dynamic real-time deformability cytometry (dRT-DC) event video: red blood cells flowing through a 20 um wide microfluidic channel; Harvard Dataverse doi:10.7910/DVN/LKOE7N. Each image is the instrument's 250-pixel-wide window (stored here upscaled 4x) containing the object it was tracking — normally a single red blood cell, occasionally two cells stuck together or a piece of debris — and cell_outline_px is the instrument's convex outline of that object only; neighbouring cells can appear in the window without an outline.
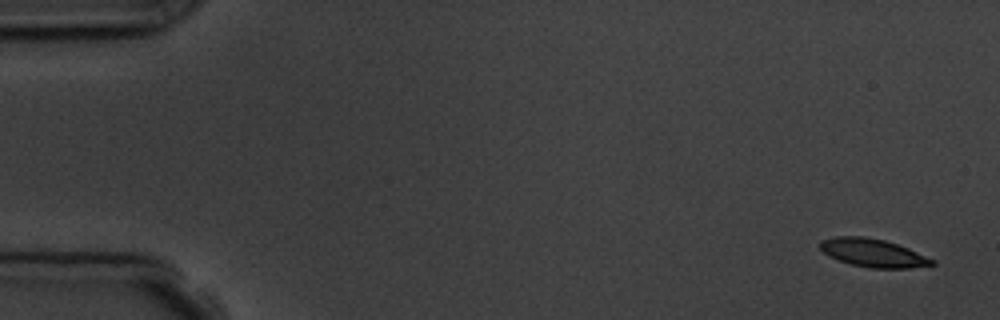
{"species": "common noctule bat (a hibernating species)", "species_latin": "Nyctalus noctula", "temperature_condition": "room temperature", "stored_images_in_passage": 5, "camera_frame_rate_fps": 3000, "um_per_image_px": 0.085, "animal": {"sex": "male", "body_mass_g": 19.5, "forearm_length_mm": 54.6}, "frame": {"image": 1, "passage_image": 1, "time_ms": 0.0, "image_size_px": [1000, 320], "cell_outline_px": [[936, 264], [908, 268], [868, 268], [852, 264], [828, 256], [820, 248], [820, 240], [836, 236], [864, 236], [884, 240], [908, 248], [936, 260]], "centroid_in_image_um": [74.21, 21.49], "position_along_channel_um": 10.8, "area_um2": 18.32}}
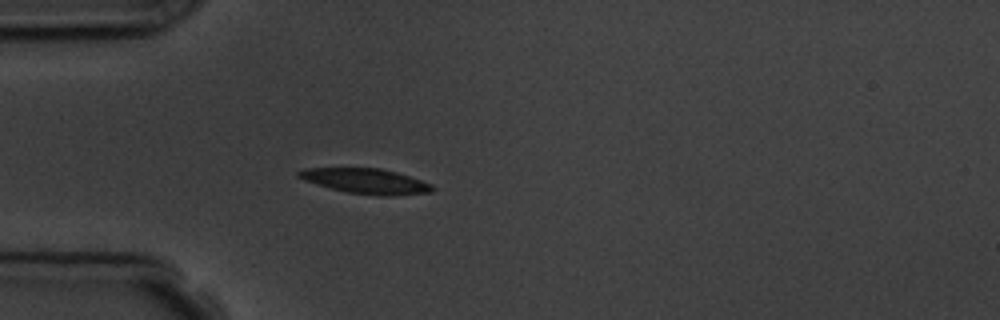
{"frame": {"image": 2, "passage_image": 5, "time_ms": 4.667, "image_size_px": [1000, 320], "cell_outline_px": [[436, 188], [432, 192], [392, 196], [376, 196], [348, 192], [316, 184], [304, 180], [296, 176], [296, 172], [304, 168], [380, 168], [396, 172], [432, 184]], "centroid_in_image_um": [31.1, 15.4], "position_along_channel_um": 53.9, "area_um2": 19.59}}